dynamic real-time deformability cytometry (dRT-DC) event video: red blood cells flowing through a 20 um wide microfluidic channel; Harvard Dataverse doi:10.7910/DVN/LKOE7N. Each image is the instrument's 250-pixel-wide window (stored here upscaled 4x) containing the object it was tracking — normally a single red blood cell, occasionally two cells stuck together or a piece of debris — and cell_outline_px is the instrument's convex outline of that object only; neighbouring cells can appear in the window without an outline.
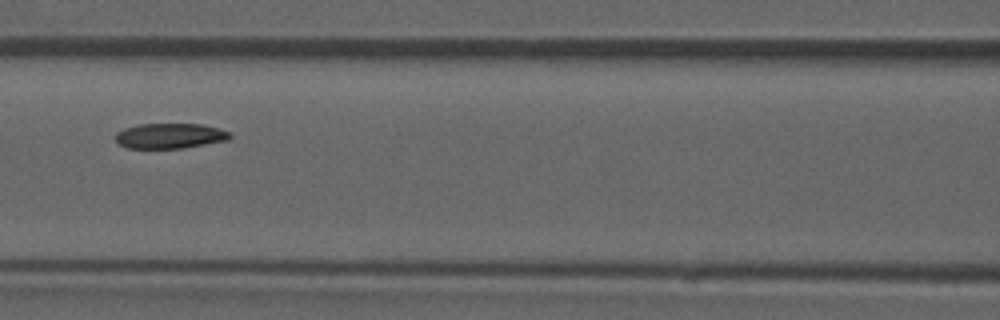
{"species": "common noctule bat (a hibernating species)", "species_latin": "Nyctalus noctula", "temperature_condition": "room temperature", "stored_images_in_passage": 51, "camera_frame_rate_fps": 3000, "um_per_image_px": 0.085, "animal": {"sex": "male", "forearm_length_mm": 52.5}, "frame": {"image": 1, "passage_image": 22, "time_ms": 7.0, "image_size_px": [1000, 320], "cell_outline_px": [[232, 136], [228, 140], [184, 148], [128, 148], [120, 144], [116, 140], [116, 132], [124, 128], [140, 124], [200, 124], [220, 128], [228, 132]], "centroid_in_image_um": [14.45, 11.55], "position_along_channel_um": 152.1, "area_um2": 16.76}, "authors_computed_cell_mechanics": {"area_um2": 17.7446, "velocity_mm_per_s": 3.8641, "shape_relaxation_time_tau1_ms": 4.7876, "shape_relaxation_time_tau2_ms": 6.9807, "deformation_change_tau1": 0.1048, "deformation_change_tau2": 0.1074}}